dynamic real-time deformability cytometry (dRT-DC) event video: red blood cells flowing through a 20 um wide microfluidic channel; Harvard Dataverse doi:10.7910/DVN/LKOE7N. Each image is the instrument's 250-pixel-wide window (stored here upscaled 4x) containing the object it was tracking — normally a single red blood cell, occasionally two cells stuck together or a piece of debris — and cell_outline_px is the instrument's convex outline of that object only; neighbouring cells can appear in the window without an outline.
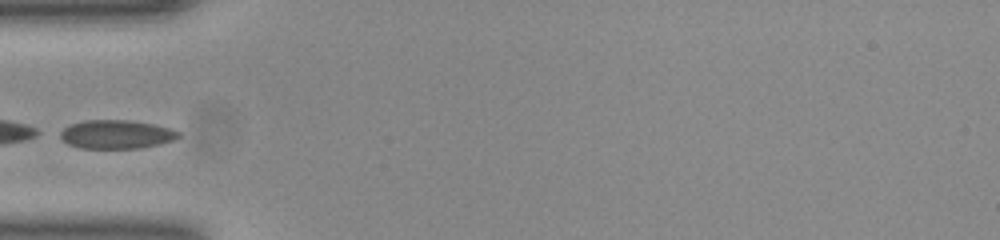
{"species": "common noctule bat (a hibernating species)", "species_latin": "Nyctalus noctula", "temperature_condition": "room temperature", "stored_images_in_passage": 14, "camera_frame_rate_fps": 3000, "um_per_image_px": 0.085, "animal": {"sex": "female", "body_mass_g": 23.0, "forearm_length_mm": 53.4}, "frame": {"image": 1, "passage_image": 1, "time_ms": 0.0, "image_size_px": [1000, 240], "cell_outline_px": [[180, 136], [172, 140], [156, 144], [136, 148], [80, 148], [68, 144], [56, 132], [72, 124], [84, 120], [128, 120], [152, 124], [172, 128], [180, 132]], "centroid_in_image_um": [9.85, 11.41], "position_along_channel_um": 75.1, "area_um2": 19.59}}